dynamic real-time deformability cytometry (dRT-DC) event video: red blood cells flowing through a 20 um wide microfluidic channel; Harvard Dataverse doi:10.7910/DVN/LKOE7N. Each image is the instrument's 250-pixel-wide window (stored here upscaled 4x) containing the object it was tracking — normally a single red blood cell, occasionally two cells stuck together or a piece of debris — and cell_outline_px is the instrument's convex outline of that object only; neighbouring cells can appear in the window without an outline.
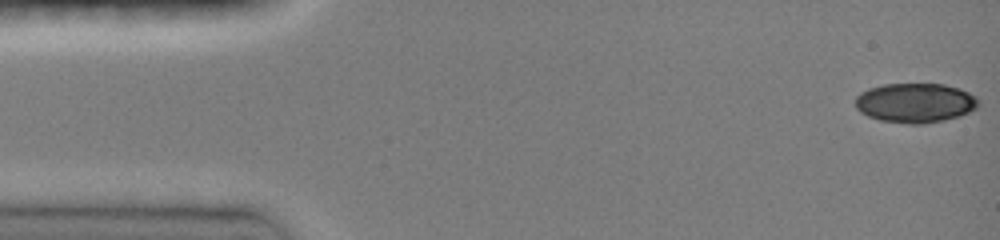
{"species": "common noctule bat (a hibernating species)", "species_latin": "Nyctalus noctula", "temperature_condition": "room temperature", "stored_images_in_passage": 43, "camera_frame_rate_fps": 3000, "um_per_image_px": 0.085, "animal": {"sex": "female", "body_mass_g": 19.0, "forearm_length_mm": 51.5}, "frame": {"image": 1, "passage_image": 1, "time_ms": 0.0, "image_size_px": [1000, 240], "cell_outline_px": [[976, 108], [968, 112], [944, 120], [920, 124], [908, 124], [880, 120], [868, 116], [860, 112], [856, 108], [856, 96], [860, 92], [868, 88], [884, 84], [944, 84], [968, 92], [976, 96]], "centroid_in_image_um": [77.73, 8.74], "position_along_channel_um": 7.3, "area_um2": 28.09}}